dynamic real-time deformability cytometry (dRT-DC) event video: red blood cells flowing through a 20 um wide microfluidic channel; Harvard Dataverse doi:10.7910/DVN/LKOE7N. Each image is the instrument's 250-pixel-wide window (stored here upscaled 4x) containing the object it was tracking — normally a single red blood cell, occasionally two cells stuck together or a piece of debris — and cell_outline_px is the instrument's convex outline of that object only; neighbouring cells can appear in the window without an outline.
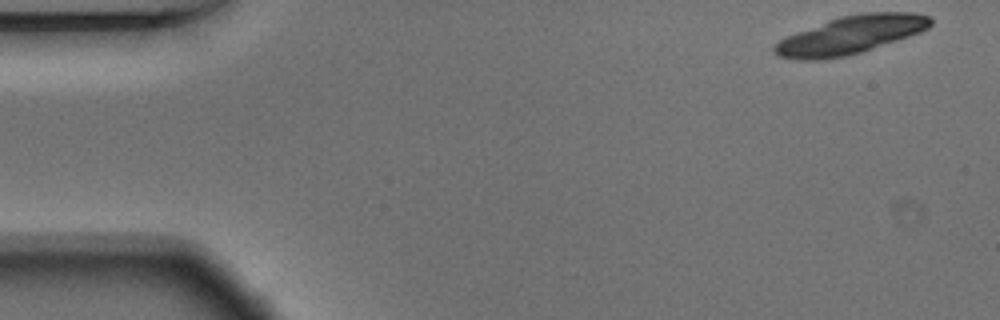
{"species": "Egyptian fruit bat (a non-hibernating species)", "species_latin": "Rousettus aegyptiacus", "temperature_condition": "warm", "stored_images_in_passage": 19, "camera_frame_rate_fps": 3000, "um_per_image_px": 0.085, "animal": {"sex": "male"}, "frame": {"image": 1, "passage_image": 1, "time_ms": 0.0, "image_size_px": [1000, 320], "cell_outline_px": [[932, 24], [928, 28], [920, 32], [848, 56], [820, 60], [796, 60], [780, 56], [772, 52], [772, 48], [780, 40], [796, 32], [828, 20], [840, 16], [860, 12], [912, 12], [932, 16]], "centroid_in_image_um": [72.3, 2.96], "position_along_channel_um": 12.7, "area_um2": 34.51}}